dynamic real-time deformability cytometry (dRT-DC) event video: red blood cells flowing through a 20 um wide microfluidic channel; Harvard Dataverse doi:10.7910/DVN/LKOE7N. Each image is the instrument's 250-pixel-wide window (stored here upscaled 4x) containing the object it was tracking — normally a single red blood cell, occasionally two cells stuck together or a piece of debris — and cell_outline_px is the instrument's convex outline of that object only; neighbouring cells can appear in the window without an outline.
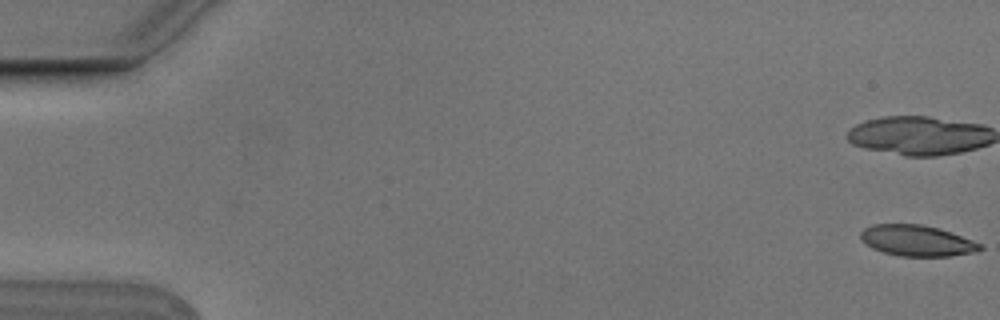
{"species": "Egyptian fruit bat (a non-hibernating species)", "species_latin": "Rousettus aegyptiacus", "temperature_condition": "cold", "stored_images_in_passage": 6, "camera_frame_rate_fps": 3000, "um_per_image_px": 0.085, "animal": {"sex": "male"}, "frame": {"image": 1, "passage_image": 1, "time_ms": 0.0, "image_size_px": [1000, 320], "cell_outline_px": [[984, 248], [972, 252], [948, 256], [900, 256], [884, 252], [872, 248], [860, 240], [860, 232], [864, 228], [872, 224], [924, 224], [940, 228], [984, 244]], "centroid_in_image_um": [77.93, 20.44], "position_along_channel_um": 7.1, "area_um2": 21.68}}